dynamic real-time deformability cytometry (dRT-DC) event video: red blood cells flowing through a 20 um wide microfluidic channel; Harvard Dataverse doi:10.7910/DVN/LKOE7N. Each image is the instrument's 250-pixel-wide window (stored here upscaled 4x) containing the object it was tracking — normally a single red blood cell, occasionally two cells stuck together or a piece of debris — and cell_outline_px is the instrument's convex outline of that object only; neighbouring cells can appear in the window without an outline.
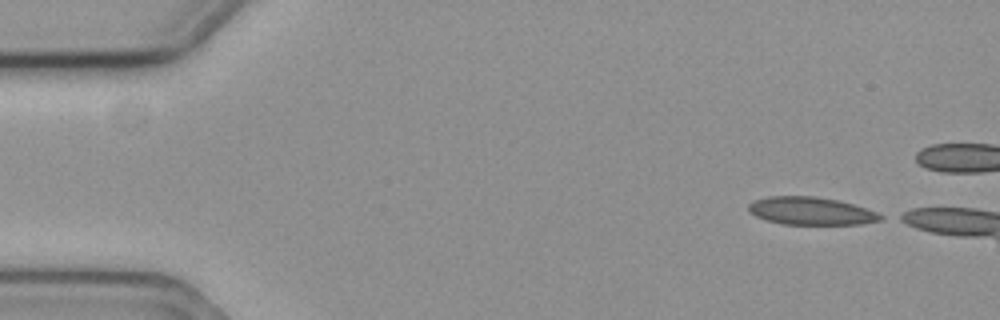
{"species": "common noctule bat (a hibernating species)", "species_latin": "Nyctalus noctula", "temperature_condition": "cold", "stored_images_in_passage": 8, "camera_frame_rate_fps": 3000, "um_per_image_px": 0.085, "animal": {"sex": "female", "body_mass_g": 19.3, "forearm_length_mm": 54.1}, "frame": {"image": 1, "passage_image": 1, "time_ms": 0.0, "image_size_px": [1000, 320], "cell_outline_px": [[884, 216], [880, 220], [860, 224], [784, 224], [768, 220], [756, 216], [748, 212], [748, 204], [752, 200], [768, 196], [816, 196], [836, 200], [852, 204], [876, 212]], "centroid_in_image_um": [68.88, 17.92], "position_along_channel_um": 16.1, "area_um2": 21.21}}